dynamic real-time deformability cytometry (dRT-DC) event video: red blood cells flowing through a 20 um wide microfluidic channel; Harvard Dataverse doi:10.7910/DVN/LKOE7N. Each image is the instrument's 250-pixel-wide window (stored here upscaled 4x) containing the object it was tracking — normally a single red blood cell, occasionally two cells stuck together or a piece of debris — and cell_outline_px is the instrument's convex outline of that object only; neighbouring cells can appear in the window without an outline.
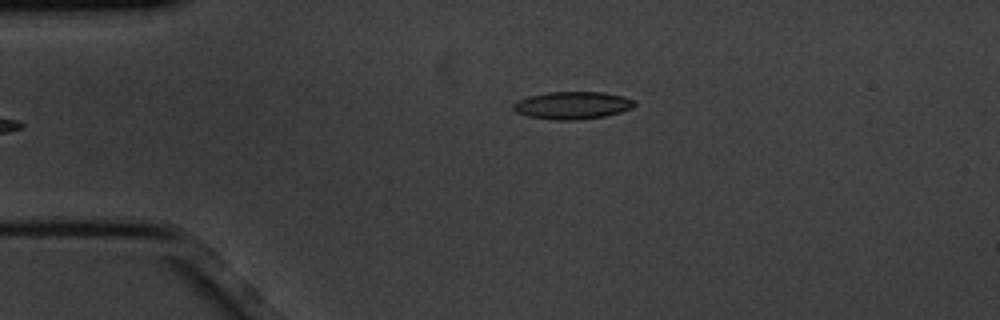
{"species": "common noctule bat (a hibernating species)", "species_latin": "Nyctalus noctula", "temperature_condition": "cold", "stored_images_in_passage": 6, "camera_frame_rate_fps": 3000, "um_per_image_px": 0.085, "animal": {"sex": "male", "body_mass_g": 20.1, "forearm_length_mm": 53.5}, "frame": {"image": 1, "passage_image": 6, "time_ms": 1.667, "image_size_px": [1000, 320], "cell_outline_px": [[636, 104], [632, 108], [620, 112], [604, 116], [580, 120], [556, 120], [528, 116], [516, 112], [512, 108], [512, 104], [516, 100], [528, 96], [548, 92], [604, 92], [624, 96], [636, 100]], "centroid_in_image_um": [48.66, 8.95], "position_along_channel_um": 36.3, "area_um2": 19.65}}